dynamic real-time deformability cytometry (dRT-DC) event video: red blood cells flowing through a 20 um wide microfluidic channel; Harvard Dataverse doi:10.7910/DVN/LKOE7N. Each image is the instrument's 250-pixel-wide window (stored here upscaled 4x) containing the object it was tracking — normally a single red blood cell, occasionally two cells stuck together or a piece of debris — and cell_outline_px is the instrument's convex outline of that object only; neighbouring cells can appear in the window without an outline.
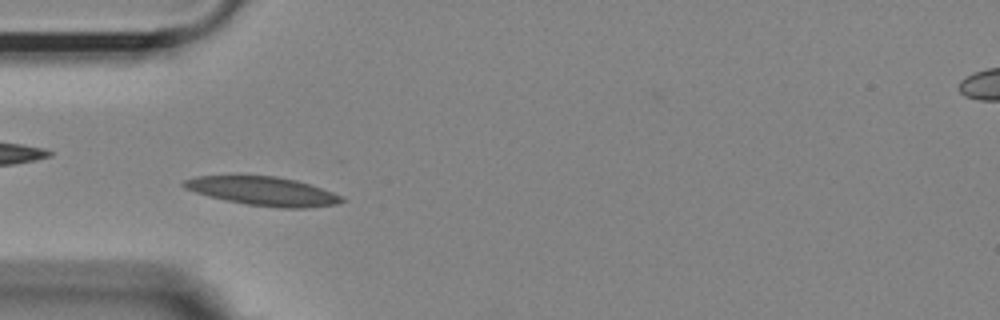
{"species": "Egyptian fruit bat (a non-hibernating species)", "species_latin": "Rousettus aegyptiacus", "temperature_condition": "room temperature", "stored_images_in_passage": 39, "camera_frame_rate_fps": 3000, "um_per_image_px": 0.085, "animal": {"sex": "female"}, "frame": {"image": 1, "passage_image": 5, "time_ms": 1.333, "image_size_px": [1000, 320], "cell_outline_px": [[348, 200], [336, 204], [308, 208], [280, 208], [248, 204], [224, 200], [208, 196], [184, 188], [180, 184], [184, 180], [196, 176], [236, 172], [276, 176], [296, 180], [344, 196]], "centroid_in_image_um": [22.28, 16.2], "position_along_channel_um": 62.7, "area_um2": 27.57}}
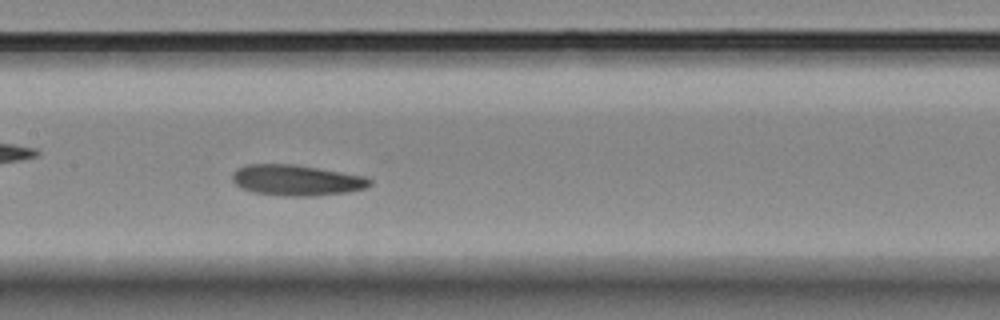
{"frame": {"image": 2, "passage_image": 15, "time_ms": 4.667, "image_size_px": [1000, 320], "cell_outline_px": [[372, 184], [368, 188], [348, 192], [316, 196], [288, 196], [252, 192], [240, 188], [232, 180], [232, 172], [236, 168], [248, 164], [292, 164], [364, 176], [372, 180]], "centroid_in_image_um": [25.19, 15.32], "position_along_channel_um": 182.2, "area_um2": 24.74}}
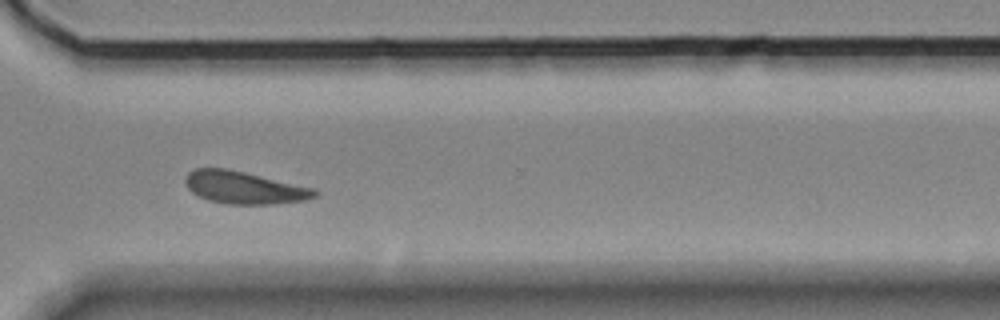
{"frame": {"image": 3, "passage_image": 29, "time_ms": 9.333, "image_size_px": [1000, 320], "cell_outline_px": [[320, 192], [316, 196], [304, 200], [276, 204], [224, 204], [208, 200], [192, 192], [188, 188], [184, 180], [188, 172], [192, 168], [228, 168], [316, 188]], "centroid_in_image_um": [20.77, 15.94], "position_along_channel_um": 349.8, "area_um2": 24.74}, "authors_computed_cell_mechanics": {"area_um2": 24.4494, "velocity_mm_per_s": 3.5949, "shape_relaxation_time_tau1_ms": 4.631, "shape_relaxation_time_tau2_ms": 8.1882, "deformation_change_tau1": 0.1128, "deformation_change_tau2": 0.1655}}